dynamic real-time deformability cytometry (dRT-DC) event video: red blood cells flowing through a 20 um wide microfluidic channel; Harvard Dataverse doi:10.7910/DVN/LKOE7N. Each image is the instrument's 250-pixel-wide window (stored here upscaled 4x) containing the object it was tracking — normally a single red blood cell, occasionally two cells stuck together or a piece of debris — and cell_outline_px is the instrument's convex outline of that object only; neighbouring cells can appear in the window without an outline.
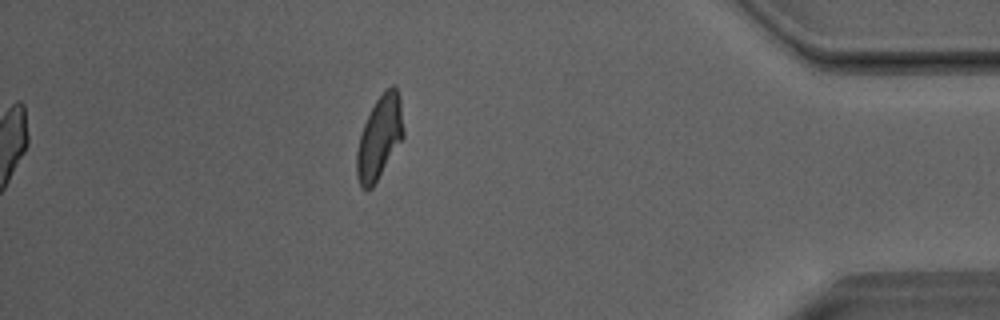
{"species": "Egyptian fruit bat (a non-hibernating species)", "species_latin": "Rousettus aegyptiacus", "temperature_condition": "room temperature", "stored_images_in_passage": 34, "camera_frame_rate_fps": 3000, "um_per_image_px": 0.085, "animal": {"sex": "male"}, "frame": {"image": 1, "passage_image": 34, "time_ms": 11.0, "image_size_px": [1000, 320], "cell_outline_px": [[404, 136], [372, 188], [360, 188], [356, 176], [356, 152], [360, 136], [364, 124], [376, 100], [392, 84], [396, 88], [400, 96], [404, 132]], "centroid_in_image_um": [32.25, 11.7], "position_along_channel_um": 403.0, "area_um2": 22.31}, "authors_computed_cell_mechanics": {"area_um2": 22.9177, "velocity_mm_per_s": 4.0434, "shape_relaxation_time_tau1_ms": 9.0734, "shape_relaxation_time_tau2_ms": 1.9957, "deformation_change_tau1": 0.2465, "deformation_change_tau2": 0.0727}}